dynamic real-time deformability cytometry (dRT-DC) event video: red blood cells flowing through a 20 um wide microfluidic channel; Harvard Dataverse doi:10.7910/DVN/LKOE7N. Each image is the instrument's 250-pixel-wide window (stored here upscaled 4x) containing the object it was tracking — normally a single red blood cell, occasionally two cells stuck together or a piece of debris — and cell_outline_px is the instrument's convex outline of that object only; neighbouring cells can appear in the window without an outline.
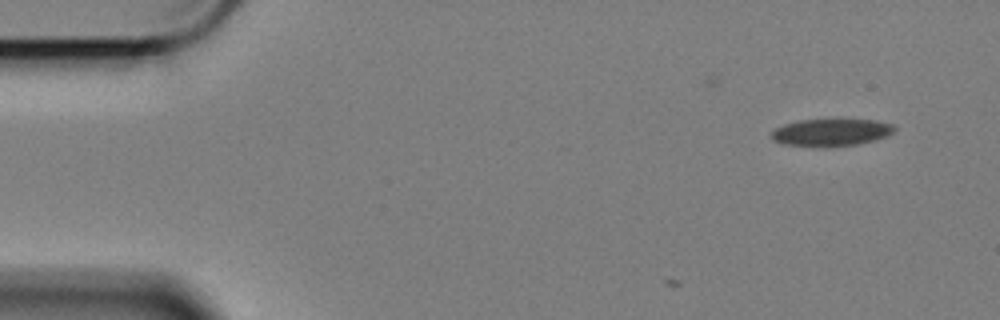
{"species": "Egyptian fruit bat (a non-hibernating species)", "species_latin": "Rousettus aegyptiacus", "temperature_condition": "cold", "stored_images_in_passage": 2, "camera_frame_rate_fps": 3000, "um_per_image_px": 0.085, "animal": {"sex": "female"}, "frame": {"image": 1, "passage_image": 2, "time_ms": 0.333, "image_size_px": [1000, 320], "cell_outline_px": [[896, 128], [888, 136], [860, 144], [828, 148], [824, 148], [784, 144], [772, 140], [768, 136], [776, 128], [784, 124], [800, 120], [836, 116], [876, 120], [892, 124]], "centroid_in_image_um": [70.65, 11.22], "position_along_channel_um": 14.3, "area_um2": 20.92}}